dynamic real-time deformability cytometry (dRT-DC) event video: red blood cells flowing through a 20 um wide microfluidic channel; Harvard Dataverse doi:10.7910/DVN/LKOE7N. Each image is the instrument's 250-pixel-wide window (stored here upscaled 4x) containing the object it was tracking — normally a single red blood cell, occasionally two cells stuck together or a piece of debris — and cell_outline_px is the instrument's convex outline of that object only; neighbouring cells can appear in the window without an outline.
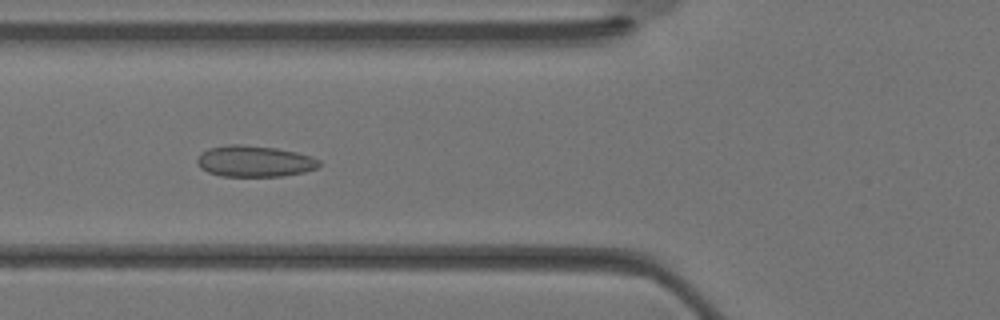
{"species": "Egyptian fruit bat (a non-hibernating species)", "species_latin": "Rousettus aegyptiacus", "temperature_condition": "warm", "stored_images_in_passage": 35, "camera_frame_rate_fps": 3000, "um_per_image_px": 0.085, "animal": {"sex": "female"}, "frame": {"image": 1, "passage_image": 12, "time_ms": 3.667, "image_size_px": [1000, 320], "cell_outline_px": [[320, 164], [316, 168], [304, 172], [284, 176], [220, 176], [208, 172], [200, 168], [196, 164], [196, 160], [200, 152], [208, 148], [228, 144], [244, 144], [276, 148], [296, 152], [312, 156], [320, 160]], "centroid_in_image_um": [21.59, 13.7], "position_along_channel_um": 104.2, "area_um2": 22.48}}
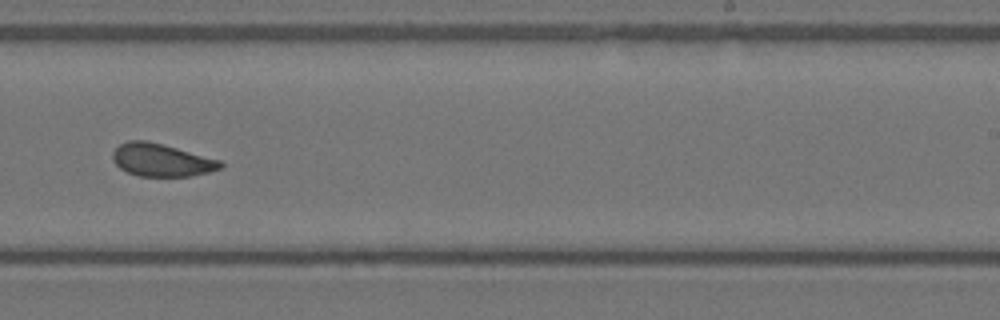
{"frame": {"image": 2, "passage_image": 21, "time_ms": 6.667, "image_size_px": [1000, 320], "cell_outline_px": [[224, 164], [220, 168], [208, 172], [188, 176], [140, 176], [128, 172], [120, 168], [112, 160], [112, 152], [120, 144], [128, 140], [148, 140], [220, 160]], "centroid_in_image_um": [13.69, 13.59], "position_along_channel_um": 275.3, "area_um2": 20.4}}
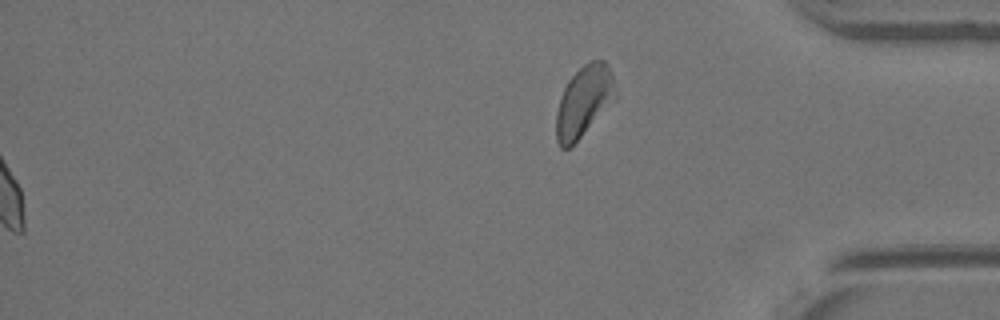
{"frame": {"image": 3, "passage_image": 35, "time_ms": 11.333, "image_size_px": [1000, 320], "cell_outline_px": [[616, 100], [568, 148], [560, 148], [556, 140], [556, 112], [564, 88], [568, 80], [584, 64], [592, 60], [604, 60], [608, 64], [612, 76], [616, 96]], "centroid_in_image_um": [49.63, 8.6], "position_along_channel_um": 385.6, "area_um2": 24.1}}